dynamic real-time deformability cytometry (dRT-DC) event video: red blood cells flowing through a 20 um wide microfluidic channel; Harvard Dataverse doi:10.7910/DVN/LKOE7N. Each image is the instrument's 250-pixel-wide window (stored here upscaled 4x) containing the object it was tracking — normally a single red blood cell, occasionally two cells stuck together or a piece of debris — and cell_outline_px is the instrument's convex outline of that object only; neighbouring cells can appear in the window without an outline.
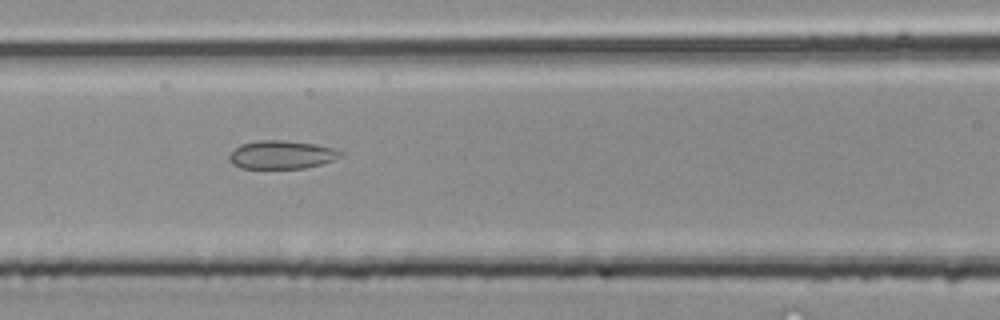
{"species": "common noctule bat (a hibernating species)", "species_latin": "Nyctalus noctula", "temperature_condition": "room temperature", "stored_images_in_passage": 43, "segment_of_instrument_passage": [2, 2], "camera_frame_rate_fps": 3000, "um_per_image_px": 0.085, "animal": {"sex": "male", "body_mass_g": 20.4}, "frame": {"image": 1, "passage_image": 19, "time_ms": 6.0, "image_size_px": [1000, 320], "cell_outline_px": [[344, 152], [336, 160], [304, 168], [240, 168], [232, 164], [228, 160], [228, 156], [240, 144], [256, 140], [284, 140], [316, 144], [332, 148]], "centroid_in_image_um": [23.92, 13.15], "position_along_channel_um": 142.7, "area_um2": 18.44}}
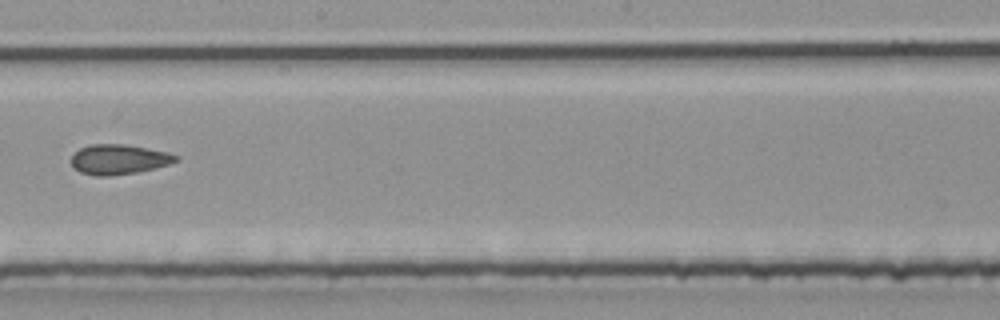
{"frame": {"image": 2, "passage_image": 25, "time_ms": 8.0, "image_size_px": [1000, 320], "cell_outline_px": [[180, 160], [172, 164], [156, 168], [136, 172], [112, 176], [96, 176], [80, 172], [72, 168], [72, 156], [80, 148], [92, 144], [124, 144], [168, 152], [180, 156]], "centroid_in_image_um": [10.14, 13.56], "position_along_channel_um": 238.1, "area_um2": 18.44}}
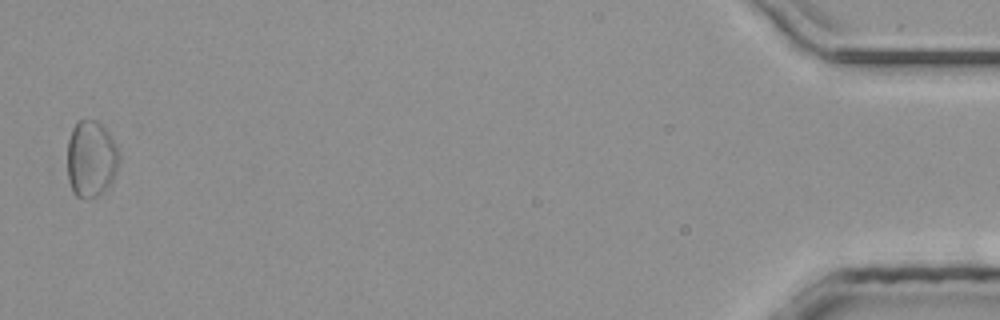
{"frame": {"image": 3, "passage_image": 43, "time_ms": 14.0, "image_size_px": [1000, 320], "cell_outline_px": [[120, 160], [116, 172], [112, 180], [104, 192], [96, 196], [84, 200], [76, 196], [72, 192], [68, 180], [68, 140], [72, 128], [76, 120], [96, 120], [104, 124], [116, 144], [120, 156]], "centroid_in_image_um": [7.75, 13.49], "position_along_channel_um": 427.5, "area_um2": 23.64}}